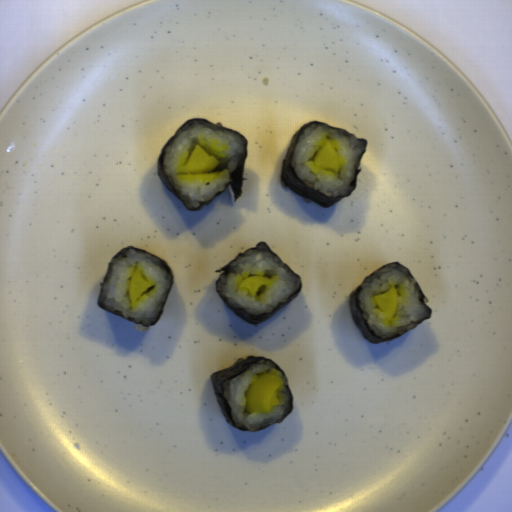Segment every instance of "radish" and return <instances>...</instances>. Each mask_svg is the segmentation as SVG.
<instances>
[{"label":"radish","mask_w":512,"mask_h":512,"mask_svg":"<svg viewBox=\"0 0 512 512\" xmlns=\"http://www.w3.org/2000/svg\"><path fill=\"white\" fill-rule=\"evenodd\" d=\"M283 380L273 374L263 373L255 379L245 392L246 408L249 413H269L281 402L277 392Z\"/></svg>","instance_id":"1f323893"},{"label":"radish","mask_w":512,"mask_h":512,"mask_svg":"<svg viewBox=\"0 0 512 512\" xmlns=\"http://www.w3.org/2000/svg\"><path fill=\"white\" fill-rule=\"evenodd\" d=\"M219 162L215 156H209L199 144H196L183 170L192 174L209 173L216 169Z\"/></svg>","instance_id":"8e3532e8"},{"label":"radish","mask_w":512,"mask_h":512,"mask_svg":"<svg viewBox=\"0 0 512 512\" xmlns=\"http://www.w3.org/2000/svg\"><path fill=\"white\" fill-rule=\"evenodd\" d=\"M313 163L328 170L339 172L340 161L337 150L331 142L325 141L318 149Z\"/></svg>","instance_id":"49b2ee8c"},{"label":"radish","mask_w":512,"mask_h":512,"mask_svg":"<svg viewBox=\"0 0 512 512\" xmlns=\"http://www.w3.org/2000/svg\"><path fill=\"white\" fill-rule=\"evenodd\" d=\"M374 307L383 312L385 319H392L398 305V290L393 285L383 294H375Z\"/></svg>","instance_id":"1c65be97"},{"label":"radish","mask_w":512,"mask_h":512,"mask_svg":"<svg viewBox=\"0 0 512 512\" xmlns=\"http://www.w3.org/2000/svg\"><path fill=\"white\" fill-rule=\"evenodd\" d=\"M152 285L145 280L140 271H135L128 284V297L131 303H135L140 300L141 296L151 287Z\"/></svg>","instance_id":"8ad9b29f"},{"label":"radish","mask_w":512,"mask_h":512,"mask_svg":"<svg viewBox=\"0 0 512 512\" xmlns=\"http://www.w3.org/2000/svg\"><path fill=\"white\" fill-rule=\"evenodd\" d=\"M272 282V279L267 277H249L241 282L239 289H244L250 293L251 297H255L261 287L271 286Z\"/></svg>","instance_id":"8779124a"}]
</instances>
